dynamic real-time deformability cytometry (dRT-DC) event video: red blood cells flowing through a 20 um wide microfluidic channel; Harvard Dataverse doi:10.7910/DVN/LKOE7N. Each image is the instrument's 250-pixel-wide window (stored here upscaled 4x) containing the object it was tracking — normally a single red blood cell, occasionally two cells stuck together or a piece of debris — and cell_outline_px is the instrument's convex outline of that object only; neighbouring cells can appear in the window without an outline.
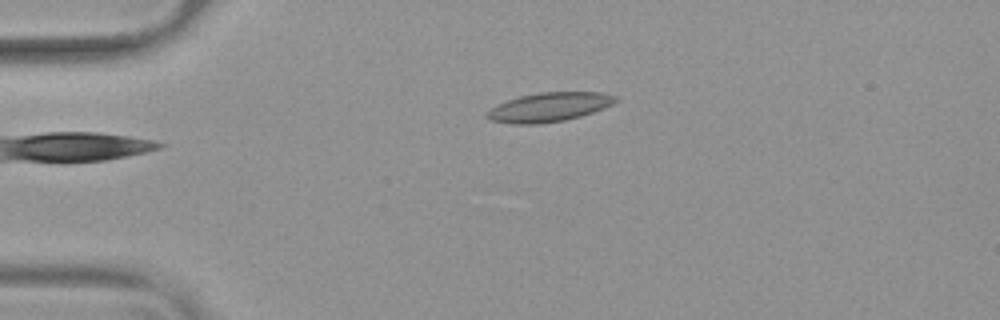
{"species": "common noctule bat (a hibernating species)", "species_latin": "Nyctalus noctula", "temperature_condition": "warm", "stored_images_in_passage": 44, "camera_frame_rate_fps": 3000, "um_per_image_px": 0.085, "animal": {"sex": "female", "body_mass_g": 19.9}, "frame": {"image": 1, "passage_image": 3, "time_ms": 0.667, "image_size_px": [1000, 320], "cell_outline_px": [[620, 100], [604, 108], [580, 116], [564, 120], [536, 124], [512, 124], [488, 120], [484, 116], [484, 112], [508, 100], [520, 96], [540, 92], [600, 92], [616, 96]], "centroid_in_image_um": [46.65, 9.11], "position_along_channel_um": 38.3, "area_um2": 21.79}}
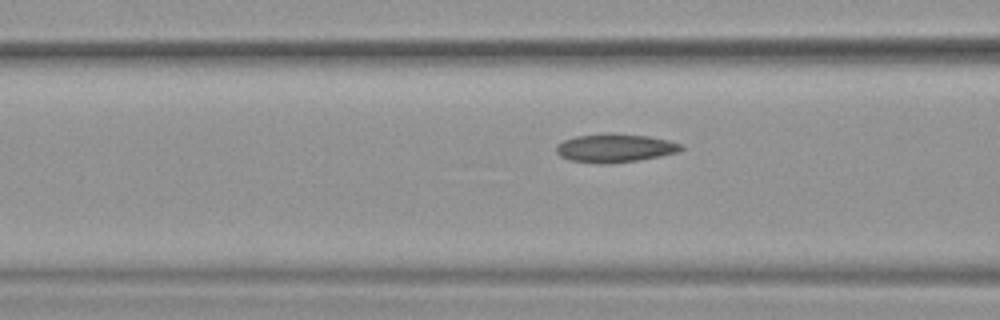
{"frame": {"image": 2, "passage_image": 12, "time_ms": 3.667, "image_size_px": [1000, 320], "cell_outline_px": [[684, 148], [680, 152], [660, 156], [612, 164], [600, 164], [568, 160], [560, 156], [556, 152], [556, 144], [564, 140], [576, 136], [608, 132], [612, 132], [648, 136], [668, 140], [684, 144]], "centroid_in_image_um": [52.27, 12.58], "position_along_channel_um": 114.3, "area_um2": 21.15}}
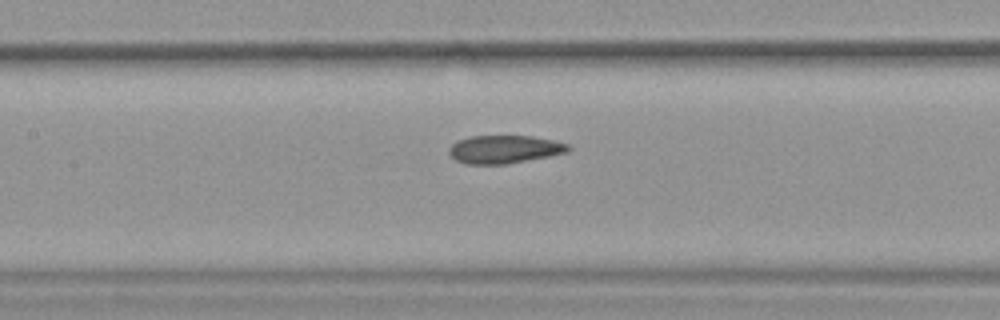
{"frame": {"image": 3, "passage_image": 16, "time_ms": 5.0, "image_size_px": [1000, 320], "cell_outline_px": [[572, 148], [568, 152], [508, 164], [464, 164], [456, 160], [448, 152], [448, 148], [456, 140], [472, 136], [532, 136], [552, 140], [568, 144]], "centroid_in_image_um": [42.85, 12.69], "position_along_channel_um": 164.5, "area_um2": 19.54}, "authors_computed_cell_mechanics": {"area_um2": 20.6924, "velocity_mm_per_s": 3.7635, "shape_relaxation_time_tau1_ms": null, "shape_relaxation_time_tau2_ms": 2.205, "deformation_change_tau1": null, "deformation_change_tau2": 0.092}}